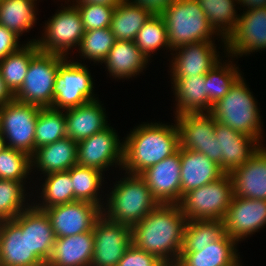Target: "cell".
Returning <instances> with one entry per match:
<instances>
[{
	"mask_svg": "<svg viewBox=\"0 0 266 266\" xmlns=\"http://www.w3.org/2000/svg\"><path fill=\"white\" fill-rule=\"evenodd\" d=\"M186 223L178 204H159L130 227L132 245L156 255L164 263L177 264Z\"/></svg>",
	"mask_w": 266,
	"mask_h": 266,
	"instance_id": "cell-1",
	"label": "cell"
},
{
	"mask_svg": "<svg viewBox=\"0 0 266 266\" xmlns=\"http://www.w3.org/2000/svg\"><path fill=\"white\" fill-rule=\"evenodd\" d=\"M136 127L123 140L122 169L125 173L140 175L147 168L179 150V132L176 124L144 122Z\"/></svg>",
	"mask_w": 266,
	"mask_h": 266,
	"instance_id": "cell-2",
	"label": "cell"
},
{
	"mask_svg": "<svg viewBox=\"0 0 266 266\" xmlns=\"http://www.w3.org/2000/svg\"><path fill=\"white\" fill-rule=\"evenodd\" d=\"M125 174V178H120L111 188L113 190L107 195L102 214L108 220L131 227L145 218L159 203L140 175Z\"/></svg>",
	"mask_w": 266,
	"mask_h": 266,
	"instance_id": "cell-3",
	"label": "cell"
},
{
	"mask_svg": "<svg viewBox=\"0 0 266 266\" xmlns=\"http://www.w3.org/2000/svg\"><path fill=\"white\" fill-rule=\"evenodd\" d=\"M247 86L243 76H240L227 94L212 105L210 114L219 123L256 139L264 146L261 143L263 133L260 111Z\"/></svg>",
	"mask_w": 266,
	"mask_h": 266,
	"instance_id": "cell-4",
	"label": "cell"
},
{
	"mask_svg": "<svg viewBox=\"0 0 266 266\" xmlns=\"http://www.w3.org/2000/svg\"><path fill=\"white\" fill-rule=\"evenodd\" d=\"M170 49L200 41H212L219 34L209 24L197 0H173L161 13Z\"/></svg>",
	"mask_w": 266,
	"mask_h": 266,
	"instance_id": "cell-5",
	"label": "cell"
},
{
	"mask_svg": "<svg viewBox=\"0 0 266 266\" xmlns=\"http://www.w3.org/2000/svg\"><path fill=\"white\" fill-rule=\"evenodd\" d=\"M233 198L231 176L219 179L183 194L178 205L188 220H223Z\"/></svg>",
	"mask_w": 266,
	"mask_h": 266,
	"instance_id": "cell-6",
	"label": "cell"
},
{
	"mask_svg": "<svg viewBox=\"0 0 266 266\" xmlns=\"http://www.w3.org/2000/svg\"><path fill=\"white\" fill-rule=\"evenodd\" d=\"M66 58L59 54L39 51L31 59L24 83L14 94V99L41 108H52L55 78L59 65Z\"/></svg>",
	"mask_w": 266,
	"mask_h": 266,
	"instance_id": "cell-7",
	"label": "cell"
},
{
	"mask_svg": "<svg viewBox=\"0 0 266 266\" xmlns=\"http://www.w3.org/2000/svg\"><path fill=\"white\" fill-rule=\"evenodd\" d=\"M84 63L67 58L59 65L55 78L52 108L66 110L95 101L93 78Z\"/></svg>",
	"mask_w": 266,
	"mask_h": 266,
	"instance_id": "cell-8",
	"label": "cell"
},
{
	"mask_svg": "<svg viewBox=\"0 0 266 266\" xmlns=\"http://www.w3.org/2000/svg\"><path fill=\"white\" fill-rule=\"evenodd\" d=\"M40 108L15 99L0 107V132L8 148L22 151L29 156L33 155L35 127Z\"/></svg>",
	"mask_w": 266,
	"mask_h": 266,
	"instance_id": "cell-9",
	"label": "cell"
},
{
	"mask_svg": "<svg viewBox=\"0 0 266 266\" xmlns=\"http://www.w3.org/2000/svg\"><path fill=\"white\" fill-rule=\"evenodd\" d=\"M50 18L45 23L43 37L28 42H35L41 52L68 57V50L79 47L85 33L80 13L74 5H68Z\"/></svg>",
	"mask_w": 266,
	"mask_h": 266,
	"instance_id": "cell-10",
	"label": "cell"
},
{
	"mask_svg": "<svg viewBox=\"0 0 266 266\" xmlns=\"http://www.w3.org/2000/svg\"><path fill=\"white\" fill-rule=\"evenodd\" d=\"M77 147L79 166L93 168L102 173L112 165L122 169L124 143H120L116 131L111 126L77 142Z\"/></svg>",
	"mask_w": 266,
	"mask_h": 266,
	"instance_id": "cell-11",
	"label": "cell"
},
{
	"mask_svg": "<svg viewBox=\"0 0 266 266\" xmlns=\"http://www.w3.org/2000/svg\"><path fill=\"white\" fill-rule=\"evenodd\" d=\"M94 252L90 266H117L132 244L128 225L108 220L103 214L93 227Z\"/></svg>",
	"mask_w": 266,
	"mask_h": 266,
	"instance_id": "cell-12",
	"label": "cell"
},
{
	"mask_svg": "<svg viewBox=\"0 0 266 266\" xmlns=\"http://www.w3.org/2000/svg\"><path fill=\"white\" fill-rule=\"evenodd\" d=\"M266 49V7L244 11L235 30L225 40L227 57L234 58Z\"/></svg>",
	"mask_w": 266,
	"mask_h": 266,
	"instance_id": "cell-13",
	"label": "cell"
},
{
	"mask_svg": "<svg viewBox=\"0 0 266 266\" xmlns=\"http://www.w3.org/2000/svg\"><path fill=\"white\" fill-rule=\"evenodd\" d=\"M56 238L92 231L102 209L90 202L74 201L44 209Z\"/></svg>",
	"mask_w": 266,
	"mask_h": 266,
	"instance_id": "cell-14",
	"label": "cell"
},
{
	"mask_svg": "<svg viewBox=\"0 0 266 266\" xmlns=\"http://www.w3.org/2000/svg\"><path fill=\"white\" fill-rule=\"evenodd\" d=\"M223 223L230 238L244 240L266 225V200L233 197Z\"/></svg>",
	"mask_w": 266,
	"mask_h": 266,
	"instance_id": "cell-15",
	"label": "cell"
},
{
	"mask_svg": "<svg viewBox=\"0 0 266 266\" xmlns=\"http://www.w3.org/2000/svg\"><path fill=\"white\" fill-rule=\"evenodd\" d=\"M140 176L159 204H178L181 200L180 148L171 156L147 168Z\"/></svg>",
	"mask_w": 266,
	"mask_h": 266,
	"instance_id": "cell-16",
	"label": "cell"
},
{
	"mask_svg": "<svg viewBox=\"0 0 266 266\" xmlns=\"http://www.w3.org/2000/svg\"><path fill=\"white\" fill-rule=\"evenodd\" d=\"M172 53L171 78L206 75L220 60L214 40L179 46ZM179 51V52H178ZM172 66V67H171Z\"/></svg>",
	"mask_w": 266,
	"mask_h": 266,
	"instance_id": "cell-17",
	"label": "cell"
},
{
	"mask_svg": "<svg viewBox=\"0 0 266 266\" xmlns=\"http://www.w3.org/2000/svg\"><path fill=\"white\" fill-rule=\"evenodd\" d=\"M219 165L225 173L244 165L262 146L256 139L215 120Z\"/></svg>",
	"mask_w": 266,
	"mask_h": 266,
	"instance_id": "cell-18",
	"label": "cell"
},
{
	"mask_svg": "<svg viewBox=\"0 0 266 266\" xmlns=\"http://www.w3.org/2000/svg\"><path fill=\"white\" fill-rule=\"evenodd\" d=\"M14 220L21 226V231L27 233L30 251L44 264H47L53 251L56 236L46 212L31 203Z\"/></svg>",
	"mask_w": 266,
	"mask_h": 266,
	"instance_id": "cell-19",
	"label": "cell"
},
{
	"mask_svg": "<svg viewBox=\"0 0 266 266\" xmlns=\"http://www.w3.org/2000/svg\"><path fill=\"white\" fill-rule=\"evenodd\" d=\"M229 175L233 184V197L266 200V147L257 152Z\"/></svg>",
	"mask_w": 266,
	"mask_h": 266,
	"instance_id": "cell-20",
	"label": "cell"
},
{
	"mask_svg": "<svg viewBox=\"0 0 266 266\" xmlns=\"http://www.w3.org/2000/svg\"><path fill=\"white\" fill-rule=\"evenodd\" d=\"M180 148L210 155L215 137V119L210 113H185L175 116Z\"/></svg>",
	"mask_w": 266,
	"mask_h": 266,
	"instance_id": "cell-21",
	"label": "cell"
},
{
	"mask_svg": "<svg viewBox=\"0 0 266 266\" xmlns=\"http://www.w3.org/2000/svg\"><path fill=\"white\" fill-rule=\"evenodd\" d=\"M0 266H43L44 263L29 249L27 233L14 220L0 223Z\"/></svg>",
	"mask_w": 266,
	"mask_h": 266,
	"instance_id": "cell-22",
	"label": "cell"
},
{
	"mask_svg": "<svg viewBox=\"0 0 266 266\" xmlns=\"http://www.w3.org/2000/svg\"><path fill=\"white\" fill-rule=\"evenodd\" d=\"M181 197L190 190L202 187L222 177L220 165L201 152L180 148Z\"/></svg>",
	"mask_w": 266,
	"mask_h": 266,
	"instance_id": "cell-23",
	"label": "cell"
},
{
	"mask_svg": "<svg viewBox=\"0 0 266 266\" xmlns=\"http://www.w3.org/2000/svg\"><path fill=\"white\" fill-rule=\"evenodd\" d=\"M100 100L64 110L67 137L79 142L110 126Z\"/></svg>",
	"mask_w": 266,
	"mask_h": 266,
	"instance_id": "cell-24",
	"label": "cell"
},
{
	"mask_svg": "<svg viewBox=\"0 0 266 266\" xmlns=\"http://www.w3.org/2000/svg\"><path fill=\"white\" fill-rule=\"evenodd\" d=\"M237 244L236 240L224 233L202 251H181L176 266H242Z\"/></svg>",
	"mask_w": 266,
	"mask_h": 266,
	"instance_id": "cell-25",
	"label": "cell"
},
{
	"mask_svg": "<svg viewBox=\"0 0 266 266\" xmlns=\"http://www.w3.org/2000/svg\"><path fill=\"white\" fill-rule=\"evenodd\" d=\"M94 252L93 230L56 238L47 264L50 266H90Z\"/></svg>",
	"mask_w": 266,
	"mask_h": 266,
	"instance_id": "cell-26",
	"label": "cell"
},
{
	"mask_svg": "<svg viewBox=\"0 0 266 266\" xmlns=\"http://www.w3.org/2000/svg\"><path fill=\"white\" fill-rule=\"evenodd\" d=\"M77 142L69 137L35 149L31 156V167L40 169L41 174L68 171L77 165Z\"/></svg>",
	"mask_w": 266,
	"mask_h": 266,
	"instance_id": "cell-27",
	"label": "cell"
},
{
	"mask_svg": "<svg viewBox=\"0 0 266 266\" xmlns=\"http://www.w3.org/2000/svg\"><path fill=\"white\" fill-rule=\"evenodd\" d=\"M149 62L135 41L116 40L102 63L115 79H129L138 75Z\"/></svg>",
	"mask_w": 266,
	"mask_h": 266,
	"instance_id": "cell-28",
	"label": "cell"
},
{
	"mask_svg": "<svg viewBox=\"0 0 266 266\" xmlns=\"http://www.w3.org/2000/svg\"><path fill=\"white\" fill-rule=\"evenodd\" d=\"M176 100V115L185 113H210L212 106L206 95L205 75L172 78Z\"/></svg>",
	"mask_w": 266,
	"mask_h": 266,
	"instance_id": "cell-29",
	"label": "cell"
},
{
	"mask_svg": "<svg viewBox=\"0 0 266 266\" xmlns=\"http://www.w3.org/2000/svg\"><path fill=\"white\" fill-rule=\"evenodd\" d=\"M153 13L146 7L124 0L115 7L110 29L116 40L135 41L138 31Z\"/></svg>",
	"mask_w": 266,
	"mask_h": 266,
	"instance_id": "cell-30",
	"label": "cell"
},
{
	"mask_svg": "<svg viewBox=\"0 0 266 266\" xmlns=\"http://www.w3.org/2000/svg\"><path fill=\"white\" fill-rule=\"evenodd\" d=\"M39 51L35 42H27L0 61L1 76L13 94L23 85L30 61Z\"/></svg>",
	"mask_w": 266,
	"mask_h": 266,
	"instance_id": "cell-31",
	"label": "cell"
},
{
	"mask_svg": "<svg viewBox=\"0 0 266 266\" xmlns=\"http://www.w3.org/2000/svg\"><path fill=\"white\" fill-rule=\"evenodd\" d=\"M37 0H1L0 25L13 31L19 37L36 23Z\"/></svg>",
	"mask_w": 266,
	"mask_h": 266,
	"instance_id": "cell-32",
	"label": "cell"
},
{
	"mask_svg": "<svg viewBox=\"0 0 266 266\" xmlns=\"http://www.w3.org/2000/svg\"><path fill=\"white\" fill-rule=\"evenodd\" d=\"M199 6L205 12L209 24L221 35L224 42L235 30L239 15L235 9L238 0H197Z\"/></svg>",
	"mask_w": 266,
	"mask_h": 266,
	"instance_id": "cell-33",
	"label": "cell"
},
{
	"mask_svg": "<svg viewBox=\"0 0 266 266\" xmlns=\"http://www.w3.org/2000/svg\"><path fill=\"white\" fill-rule=\"evenodd\" d=\"M224 233L223 220H188L184 229L182 251H202Z\"/></svg>",
	"mask_w": 266,
	"mask_h": 266,
	"instance_id": "cell-34",
	"label": "cell"
},
{
	"mask_svg": "<svg viewBox=\"0 0 266 266\" xmlns=\"http://www.w3.org/2000/svg\"><path fill=\"white\" fill-rule=\"evenodd\" d=\"M45 176L47 177L42 184V191L39 193L41 194L42 203L34 204L33 202L35 207L44 210L55 205L77 201L74 197L70 169L68 171L50 173Z\"/></svg>",
	"mask_w": 266,
	"mask_h": 266,
	"instance_id": "cell-35",
	"label": "cell"
},
{
	"mask_svg": "<svg viewBox=\"0 0 266 266\" xmlns=\"http://www.w3.org/2000/svg\"><path fill=\"white\" fill-rule=\"evenodd\" d=\"M102 176L103 173L96 169L79 165L73 166L70 169V177L75 199L93 203L102 209L104 204L101 203L102 195H99L104 179Z\"/></svg>",
	"mask_w": 266,
	"mask_h": 266,
	"instance_id": "cell-36",
	"label": "cell"
},
{
	"mask_svg": "<svg viewBox=\"0 0 266 266\" xmlns=\"http://www.w3.org/2000/svg\"><path fill=\"white\" fill-rule=\"evenodd\" d=\"M64 110L40 108L35 127V149L67 137Z\"/></svg>",
	"mask_w": 266,
	"mask_h": 266,
	"instance_id": "cell-37",
	"label": "cell"
},
{
	"mask_svg": "<svg viewBox=\"0 0 266 266\" xmlns=\"http://www.w3.org/2000/svg\"><path fill=\"white\" fill-rule=\"evenodd\" d=\"M235 65H233L232 61H228L227 64L223 62L222 64L220 60L205 75L206 95L211 106L223 98L235 81L242 75Z\"/></svg>",
	"mask_w": 266,
	"mask_h": 266,
	"instance_id": "cell-38",
	"label": "cell"
},
{
	"mask_svg": "<svg viewBox=\"0 0 266 266\" xmlns=\"http://www.w3.org/2000/svg\"><path fill=\"white\" fill-rule=\"evenodd\" d=\"M135 44L148 59L151 53L154 54L161 47H166L170 50L166 25L160 14H152L150 16L138 31Z\"/></svg>",
	"mask_w": 266,
	"mask_h": 266,
	"instance_id": "cell-39",
	"label": "cell"
},
{
	"mask_svg": "<svg viewBox=\"0 0 266 266\" xmlns=\"http://www.w3.org/2000/svg\"><path fill=\"white\" fill-rule=\"evenodd\" d=\"M115 41L110 27L89 30L85 31L77 49H79L81 58H88L94 63H102Z\"/></svg>",
	"mask_w": 266,
	"mask_h": 266,
	"instance_id": "cell-40",
	"label": "cell"
},
{
	"mask_svg": "<svg viewBox=\"0 0 266 266\" xmlns=\"http://www.w3.org/2000/svg\"><path fill=\"white\" fill-rule=\"evenodd\" d=\"M24 185L16 180L0 179V221L14 219L30 206L25 200Z\"/></svg>",
	"mask_w": 266,
	"mask_h": 266,
	"instance_id": "cell-41",
	"label": "cell"
},
{
	"mask_svg": "<svg viewBox=\"0 0 266 266\" xmlns=\"http://www.w3.org/2000/svg\"><path fill=\"white\" fill-rule=\"evenodd\" d=\"M32 169L31 156L28 154L12 148L0 153V179L26 183L25 179L33 171Z\"/></svg>",
	"mask_w": 266,
	"mask_h": 266,
	"instance_id": "cell-42",
	"label": "cell"
},
{
	"mask_svg": "<svg viewBox=\"0 0 266 266\" xmlns=\"http://www.w3.org/2000/svg\"><path fill=\"white\" fill-rule=\"evenodd\" d=\"M81 16L85 31L110 27L114 7L99 4L74 5Z\"/></svg>",
	"mask_w": 266,
	"mask_h": 266,
	"instance_id": "cell-43",
	"label": "cell"
},
{
	"mask_svg": "<svg viewBox=\"0 0 266 266\" xmlns=\"http://www.w3.org/2000/svg\"><path fill=\"white\" fill-rule=\"evenodd\" d=\"M163 263L156 255L140 250L131 244L117 266H161Z\"/></svg>",
	"mask_w": 266,
	"mask_h": 266,
	"instance_id": "cell-44",
	"label": "cell"
},
{
	"mask_svg": "<svg viewBox=\"0 0 266 266\" xmlns=\"http://www.w3.org/2000/svg\"><path fill=\"white\" fill-rule=\"evenodd\" d=\"M19 36L0 25V61L20 48Z\"/></svg>",
	"mask_w": 266,
	"mask_h": 266,
	"instance_id": "cell-45",
	"label": "cell"
},
{
	"mask_svg": "<svg viewBox=\"0 0 266 266\" xmlns=\"http://www.w3.org/2000/svg\"><path fill=\"white\" fill-rule=\"evenodd\" d=\"M172 1L173 0H131L133 4L148 8L153 14H160Z\"/></svg>",
	"mask_w": 266,
	"mask_h": 266,
	"instance_id": "cell-46",
	"label": "cell"
},
{
	"mask_svg": "<svg viewBox=\"0 0 266 266\" xmlns=\"http://www.w3.org/2000/svg\"><path fill=\"white\" fill-rule=\"evenodd\" d=\"M14 100V94L6 86L0 72V107Z\"/></svg>",
	"mask_w": 266,
	"mask_h": 266,
	"instance_id": "cell-47",
	"label": "cell"
},
{
	"mask_svg": "<svg viewBox=\"0 0 266 266\" xmlns=\"http://www.w3.org/2000/svg\"><path fill=\"white\" fill-rule=\"evenodd\" d=\"M75 1L76 3H73V5L99 4V5H106V6L115 8L124 0H75Z\"/></svg>",
	"mask_w": 266,
	"mask_h": 266,
	"instance_id": "cell-48",
	"label": "cell"
},
{
	"mask_svg": "<svg viewBox=\"0 0 266 266\" xmlns=\"http://www.w3.org/2000/svg\"><path fill=\"white\" fill-rule=\"evenodd\" d=\"M237 4L242 5L246 10H252L258 7H266V0H238Z\"/></svg>",
	"mask_w": 266,
	"mask_h": 266,
	"instance_id": "cell-49",
	"label": "cell"
},
{
	"mask_svg": "<svg viewBox=\"0 0 266 266\" xmlns=\"http://www.w3.org/2000/svg\"><path fill=\"white\" fill-rule=\"evenodd\" d=\"M207 157L210 160L219 164V146H218V141L215 137L214 139L211 140L210 155H208Z\"/></svg>",
	"mask_w": 266,
	"mask_h": 266,
	"instance_id": "cell-50",
	"label": "cell"
},
{
	"mask_svg": "<svg viewBox=\"0 0 266 266\" xmlns=\"http://www.w3.org/2000/svg\"><path fill=\"white\" fill-rule=\"evenodd\" d=\"M7 144L4 136L0 132V153L3 152L5 149H7Z\"/></svg>",
	"mask_w": 266,
	"mask_h": 266,
	"instance_id": "cell-51",
	"label": "cell"
},
{
	"mask_svg": "<svg viewBox=\"0 0 266 266\" xmlns=\"http://www.w3.org/2000/svg\"><path fill=\"white\" fill-rule=\"evenodd\" d=\"M161 266H176L174 263H163Z\"/></svg>",
	"mask_w": 266,
	"mask_h": 266,
	"instance_id": "cell-52",
	"label": "cell"
}]
</instances>
